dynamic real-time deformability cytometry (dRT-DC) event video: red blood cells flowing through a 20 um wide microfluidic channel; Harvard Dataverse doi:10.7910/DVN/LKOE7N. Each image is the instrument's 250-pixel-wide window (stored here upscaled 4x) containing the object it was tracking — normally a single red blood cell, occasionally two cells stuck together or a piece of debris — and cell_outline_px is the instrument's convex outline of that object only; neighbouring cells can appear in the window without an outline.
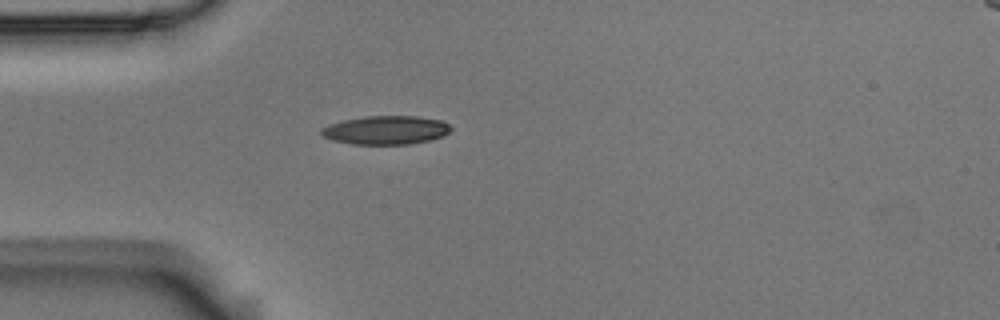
{"species": "Egyptian fruit bat (a non-hibernating species)", "species_latin": "Rousettus aegyptiacus", "temperature_condition": "room temperature", "stored_images_in_passage": 1, "camera_frame_rate_fps": 3000, "um_per_image_px": 0.085, "animal": {"sex": "male"}, "frame": {"image": 1, "passage_image": 1, "time_ms": 0.0, "image_size_px": [1000, 320], "cell_outline_px": [[452, 128], [444, 136], [432, 140], [408, 144], [352, 144], [332, 140], [324, 136], [320, 132], [320, 128], [328, 124], [344, 120], [364, 116], [416, 116], [440, 120], [448, 124]], "centroid_in_image_um": [32.79, 11.06], "position_along_channel_um": 52.2, "area_um2": 21.68}}